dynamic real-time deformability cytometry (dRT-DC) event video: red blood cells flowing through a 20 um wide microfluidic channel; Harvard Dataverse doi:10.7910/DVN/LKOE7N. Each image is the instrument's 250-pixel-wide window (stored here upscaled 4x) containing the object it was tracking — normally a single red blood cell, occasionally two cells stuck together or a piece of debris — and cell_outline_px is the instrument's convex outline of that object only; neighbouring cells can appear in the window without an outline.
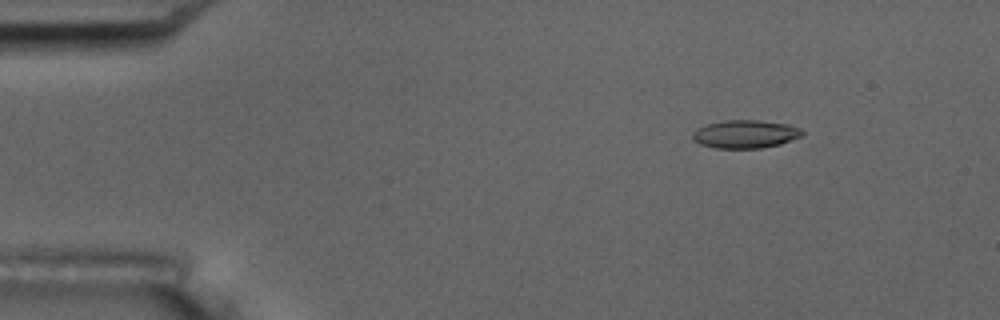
{"species": "common noctule bat (a hibernating species)", "species_latin": "Nyctalus noctula", "temperature_condition": "room temperature", "stored_images_in_passage": 7, "camera_frame_rate_fps": 3000, "um_per_image_px": 0.085, "animal": {"sex": "male", "body_mass_g": 17.5, "forearm_length_mm": 52.3}, "frame": {"image": 1, "passage_image": 3, "time_ms": 2.333, "image_size_px": [1000, 320], "cell_outline_px": [[804, 136], [780, 144], [760, 148], [716, 148], [700, 144], [692, 140], [692, 132], [708, 124], [724, 120], [756, 120], [788, 124], [800, 128], [804, 132]], "centroid_in_image_um": [63.38, 11.4], "position_along_channel_um": 21.6, "area_um2": 17.98}}